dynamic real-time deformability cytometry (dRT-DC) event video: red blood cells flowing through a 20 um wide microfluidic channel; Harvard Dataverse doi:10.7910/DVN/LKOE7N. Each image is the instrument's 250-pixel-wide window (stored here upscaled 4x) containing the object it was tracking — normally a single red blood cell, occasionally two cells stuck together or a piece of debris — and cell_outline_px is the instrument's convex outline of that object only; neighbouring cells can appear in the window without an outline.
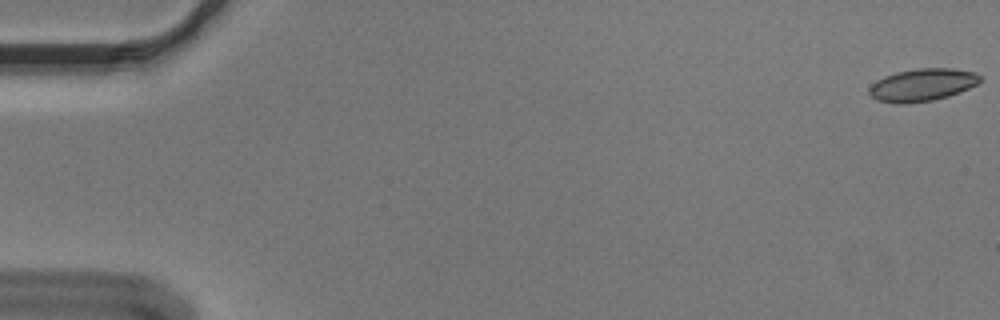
{"species": "Egyptian fruit bat (a non-hibernating species)", "species_latin": "Rousettus aegyptiacus", "temperature_condition": "cold", "stored_images_in_passage": 9, "camera_frame_rate_fps": 3000, "um_per_image_px": 0.085, "animal": {"sex": "male"}, "frame": {"image": 1, "passage_image": 1, "time_ms": 0.0, "image_size_px": [1000, 320], "cell_outline_px": [[984, 76], [976, 84], [968, 88], [948, 96], [932, 100], [900, 104], [876, 100], [868, 92], [868, 88], [876, 80], [884, 76], [896, 72], [916, 68], [952, 68], [976, 72]], "centroid_in_image_um": [78.39, 7.2], "position_along_channel_um": 6.6, "area_um2": 21.04}}